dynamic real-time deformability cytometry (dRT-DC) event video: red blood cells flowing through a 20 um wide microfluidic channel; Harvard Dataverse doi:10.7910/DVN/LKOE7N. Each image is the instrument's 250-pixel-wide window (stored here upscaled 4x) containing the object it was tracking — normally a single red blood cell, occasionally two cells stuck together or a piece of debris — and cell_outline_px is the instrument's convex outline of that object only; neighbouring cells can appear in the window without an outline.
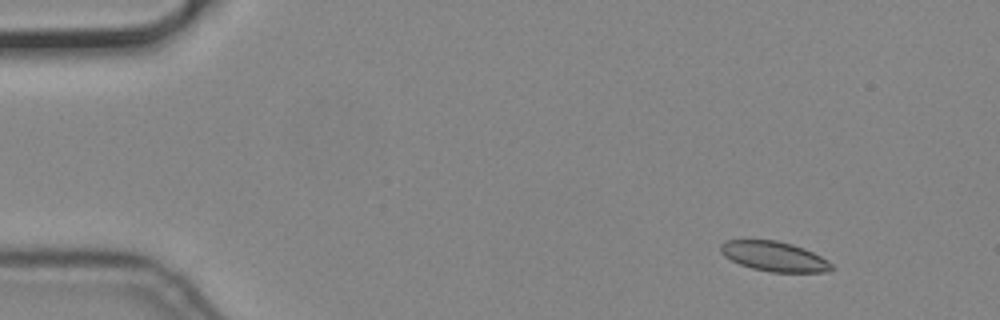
{"species": "common noctule bat (a hibernating species)", "species_latin": "Nyctalus noctula", "temperature_condition": "cold", "stored_images_in_passage": 5, "camera_frame_rate_fps": 3000, "um_per_image_px": 0.085, "animal": {"sex": "male", "body_mass_g": 19.2, "forearm_length_mm": 51.8}, "frame": {"image": 1, "passage_image": 2, "time_ms": 0.333, "image_size_px": [1000, 320], "cell_outline_px": [[836, 268], [828, 272], [772, 272], [752, 268], [740, 264], [724, 256], [720, 252], [720, 244], [724, 240], [776, 240], [792, 244], [804, 248], [828, 260]], "centroid_in_image_um": [65.82, 21.79], "position_along_channel_um": 19.2, "area_um2": 19.36}}
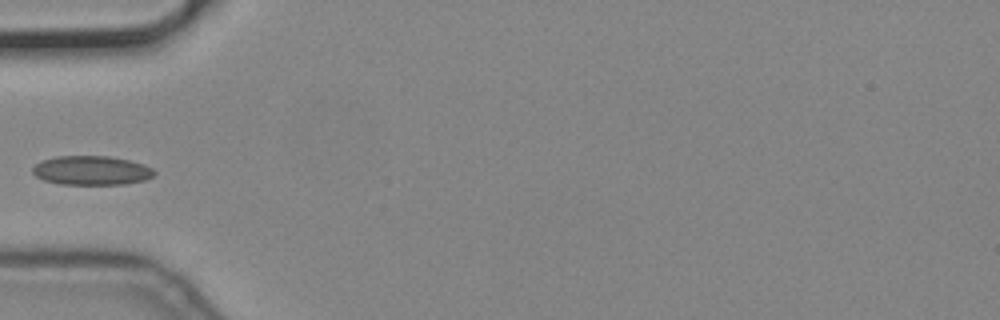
{"frame": {"image": 2, "passage_image": 5, "time_ms": 1.333, "image_size_px": [1000, 320], "cell_outline_px": [[156, 172], [152, 176], [144, 180], [124, 184], [60, 184], [44, 180], [36, 176], [32, 172], [32, 168], [36, 164], [44, 160], [56, 156], [108, 156], [128, 160], [144, 164], [152, 168]], "centroid_in_image_um": [7.78, 14.48], "position_along_channel_um": 77.2, "area_um2": 20.52}}